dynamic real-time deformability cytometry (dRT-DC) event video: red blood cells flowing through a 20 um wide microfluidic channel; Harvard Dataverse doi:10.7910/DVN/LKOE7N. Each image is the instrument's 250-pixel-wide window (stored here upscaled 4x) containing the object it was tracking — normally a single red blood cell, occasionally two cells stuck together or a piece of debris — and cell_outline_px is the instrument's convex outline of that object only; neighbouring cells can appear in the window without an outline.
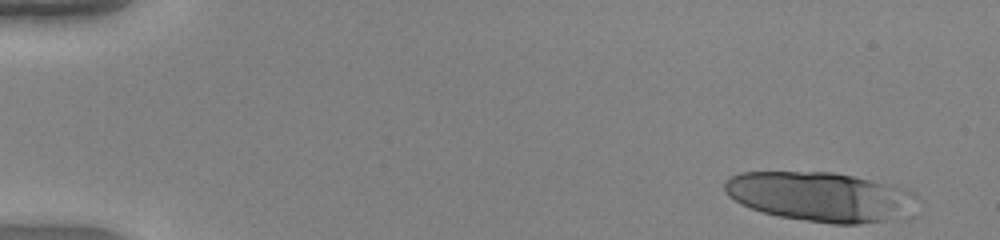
{"species": "human", "species_latin": "Homo sapiens", "temperature_condition": "warm", "stored_images_in_passage": 18, "camera_frame_rate_fps": 3000, "um_per_image_px": 0.085, "donor": {"sex": "female"}, "frame": {"image": 1, "passage_image": 1, "time_ms": 0.0, "image_size_px": [1000, 240], "cell_outline_px": [[916, 196], [912, 216], [908, 220], [860, 224], [832, 224], [780, 216], [764, 212], [740, 204], [728, 196], [724, 192], [724, 180], [728, 176], [740, 172], [832, 172], [896, 184], [908, 188]], "centroid_in_image_um": [69.85, 16.73], "position_along_channel_um": 15.1, "area_um2": 56.88}}
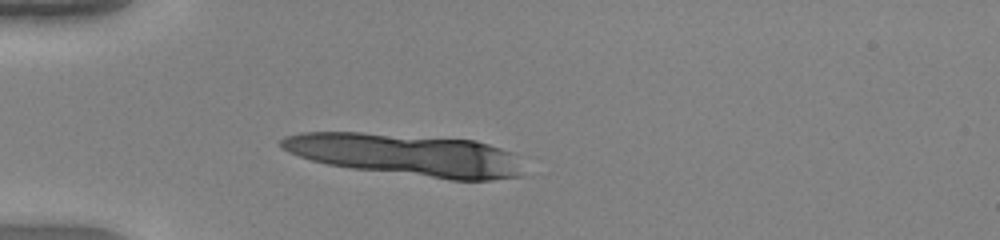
{"frame": {"image": 2, "passage_image": 12, "time_ms": 3.667, "image_size_px": [1000, 240], "cell_outline_px": [[524, 176], [492, 180], [448, 180], [352, 168], [328, 164], [312, 160], [288, 152], [280, 148], [280, 140], [284, 136], [300, 132], [360, 132], [476, 140], [512, 152]], "centroid_in_image_um": [34.51, 13.16], "position_along_channel_um": 50.5, "area_um2": 59.42}}